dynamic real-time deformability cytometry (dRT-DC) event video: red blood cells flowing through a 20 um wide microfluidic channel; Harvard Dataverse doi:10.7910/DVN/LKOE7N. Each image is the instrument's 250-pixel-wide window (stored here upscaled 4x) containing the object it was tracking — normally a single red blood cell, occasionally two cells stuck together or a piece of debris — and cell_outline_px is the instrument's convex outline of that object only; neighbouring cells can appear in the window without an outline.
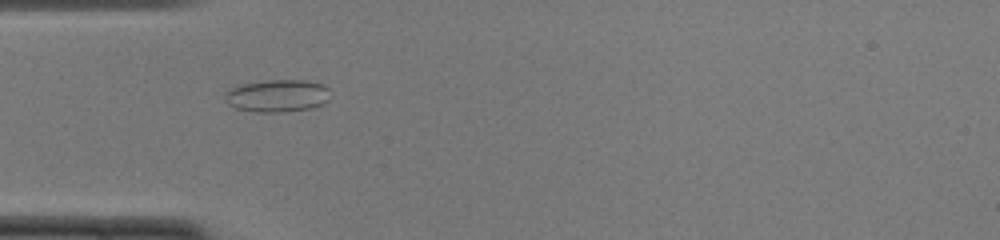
{"species": "common noctule bat (a hibernating species)", "species_latin": "Nyctalus noctula", "temperature_condition": "cold", "stored_images_in_passage": 36, "camera_frame_rate_fps": 3000, "um_per_image_px": 0.085, "animal": {"sex": "female", "body_mass_g": 22.0, "forearm_length_mm": 56.7}, "frame": {"image": 1, "passage_image": 1, "time_ms": 0.0, "image_size_px": [1000, 240], "cell_outline_px": [[332, 92], [328, 100], [324, 104], [312, 108], [280, 112], [256, 112], [236, 108], [228, 104], [224, 100], [224, 96], [232, 88], [244, 84], [268, 80], [308, 80], [324, 84]], "centroid_in_image_um": [23.65, 8.14], "position_along_channel_um": 61.4, "area_um2": 20.06}}
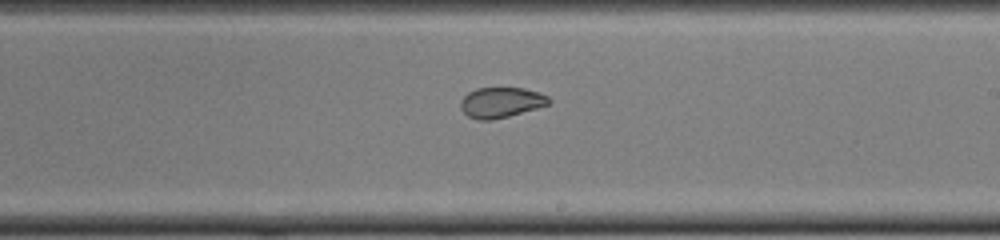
{"frame": {"image": 2, "passage_image": 15, "time_ms": 4.667, "image_size_px": [1000, 240], "cell_outline_px": [[552, 100], [548, 104], [536, 108], [508, 116], [488, 120], [476, 120], [468, 116], [460, 108], [460, 100], [468, 92], [476, 88], [524, 88], [540, 92], [548, 96]], "centroid_in_image_um": [42.57, 8.7], "position_along_channel_um": 246.4, "area_um2": 15.61}}
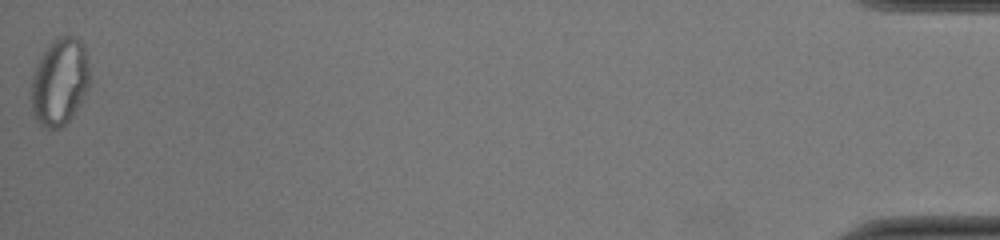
{"frame": {"image": 3, "passage_image": 36, "time_ms": 11.667, "image_size_px": [1000, 240], "cell_outline_px": [[88, 84], [84, 92], [68, 120], [64, 124], [56, 128], [48, 128], [40, 124], [36, 120], [32, 108], [32, 76], [36, 64], [52, 40], [60, 36], [72, 36], [80, 40], [84, 44], [88, 68]], "centroid_in_image_um": [5.04, 6.9], "position_along_channel_um": 430.2, "area_um2": 28.73}, "authors_computed_cell_mechanics": {"area_um2": 17.4845, "velocity_mm_per_s": 3.9941, "shape_relaxation_time_tau1_ms": null, "shape_relaxation_time_tau2_ms": 0.9343, "deformation_change_tau1": null, "deformation_change_tau2": 0.0545}}